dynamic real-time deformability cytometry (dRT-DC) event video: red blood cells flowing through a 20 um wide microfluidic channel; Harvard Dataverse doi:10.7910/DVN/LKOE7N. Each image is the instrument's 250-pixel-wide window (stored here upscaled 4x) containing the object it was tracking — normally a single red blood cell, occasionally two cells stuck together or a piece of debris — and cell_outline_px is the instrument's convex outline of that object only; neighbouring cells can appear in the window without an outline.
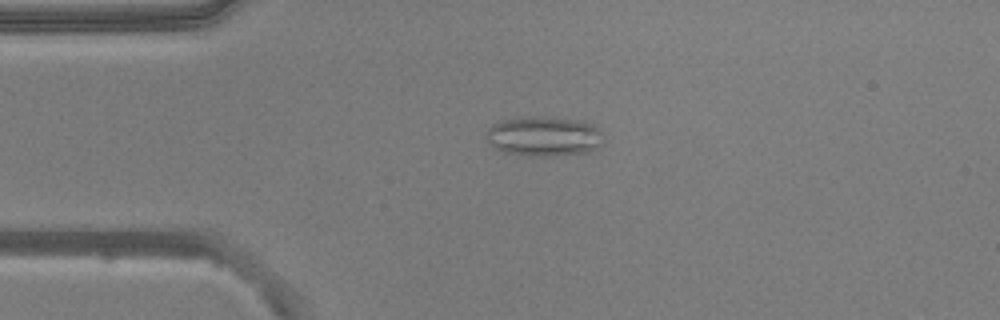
{"species": "common noctule bat (a hibernating species)", "species_latin": "Nyctalus noctula", "temperature_condition": "warm", "stored_images_in_passage": 42, "segment_of_instrument_passage": [1, 2], "camera_frame_rate_fps": 3000, "um_per_image_px": 0.085, "animal": {"sex": "male", "body_mass_g": 20.5, "forearm_length_mm": 52.5}, "frame": {"image": 1, "passage_image": 2, "time_ms": 0.333, "image_size_px": [1000, 320], "cell_outline_px": [[604, 144], [600, 148], [588, 152], [548, 156], [528, 156], [504, 152], [492, 148], [488, 144], [484, 136], [488, 128], [492, 124], [504, 120], [528, 116], [548, 116], [580, 120], [596, 124], [600, 128]], "centroid_in_image_um": [46.25, 11.58], "position_along_channel_um": 38.8, "area_um2": 28.03}}